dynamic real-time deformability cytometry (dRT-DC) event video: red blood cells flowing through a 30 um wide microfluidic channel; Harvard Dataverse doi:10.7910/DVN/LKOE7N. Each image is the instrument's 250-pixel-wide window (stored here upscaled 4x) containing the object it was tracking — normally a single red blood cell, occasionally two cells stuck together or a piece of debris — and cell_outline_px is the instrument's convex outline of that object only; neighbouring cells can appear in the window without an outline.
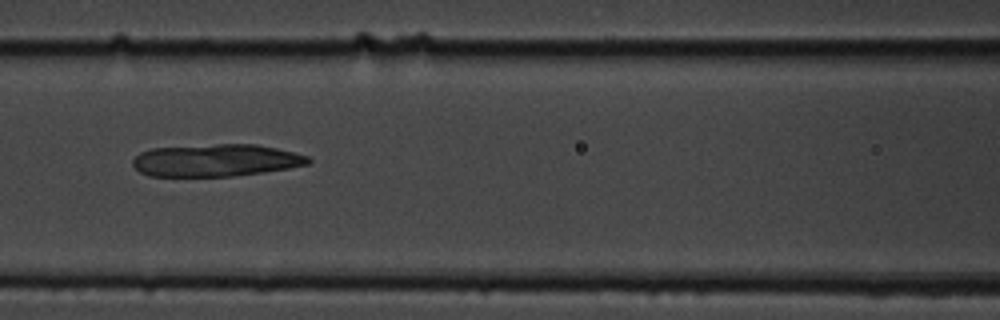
{"species": "common noctule bat (a hibernating species)", "species_latin": "Nyctalus noctula", "temperature_condition": "cold", "stored_images_in_passage": 9, "camera_frame_rate_fps": 3000, "um_per_image_px": 0.085, "animal": {"sex": "male", "body_mass_g": 19.5, "forearm_length_mm": 54.6}, "frame": {"image": 1, "passage_image": 3, "time_ms": 2.333, "image_size_px": [1000, 320], "cell_outline_px": [[312, 160], [308, 164], [288, 168], [264, 172], [232, 176], [148, 176], [140, 172], [132, 164], [132, 160], [140, 152], [152, 148], [216, 144], [256, 144], [276, 148], [308, 156]], "centroid_in_image_um": [18.33, 13.63], "position_along_channel_um": 148.3, "area_um2": 33.0}}
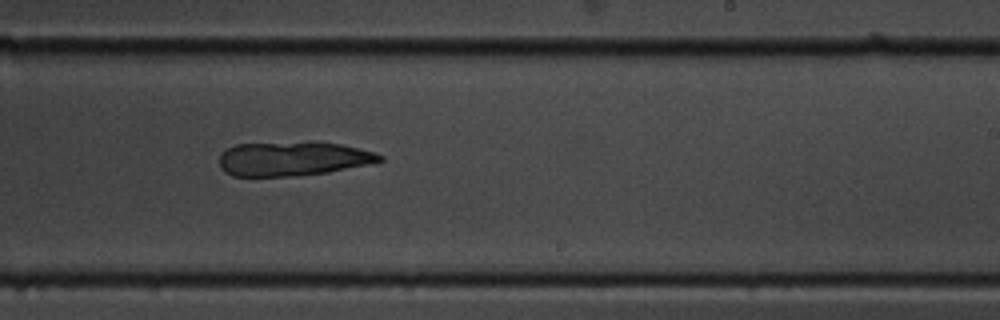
{"frame": {"image": 2, "passage_image": 6, "time_ms": 5.667, "image_size_px": [1000, 320], "cell_outline_px": [[384, 160], [368, 164], [328, 172], [288, 176], [232, 176], [224, 172], [220, 168], [220, 156], [228, 148], [236, 144], [308, 140], [316, 140], [340, 144], [376, 152], [384, 156]], "centroid_in_image_um": [24.9, 13.46], "position_along_channel_um": 264.1, "area_um2": 32.54}}
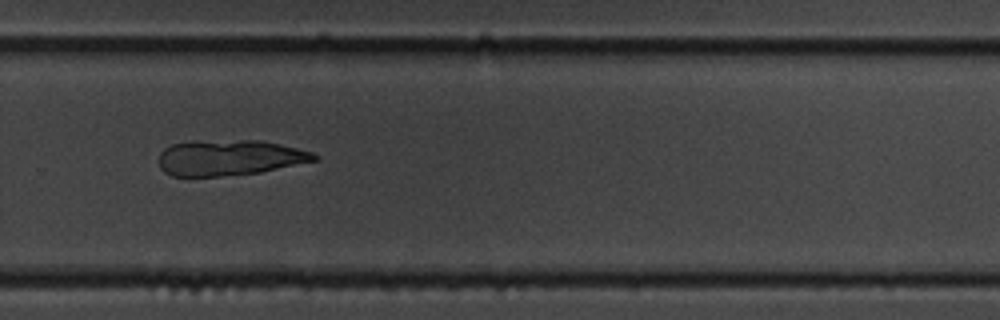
{"frame": {"image": 3, "passage_image": 7, "time_ms": 7.0, "image_size_px": [1000, 320], "cell_outline_px": [[320, 156], [316, 160], [260, 172], [220, 176], [172, 176], [164, 172], [160, 168], [160, 152], [164, 148], [172, 144], [192, 140], [260, 140], [280, 144], [312, 152]], "centroid_in_image_um": [19.47, 13.39], "position_along_channel_um": 310.3, "area_um2": 32.31}}